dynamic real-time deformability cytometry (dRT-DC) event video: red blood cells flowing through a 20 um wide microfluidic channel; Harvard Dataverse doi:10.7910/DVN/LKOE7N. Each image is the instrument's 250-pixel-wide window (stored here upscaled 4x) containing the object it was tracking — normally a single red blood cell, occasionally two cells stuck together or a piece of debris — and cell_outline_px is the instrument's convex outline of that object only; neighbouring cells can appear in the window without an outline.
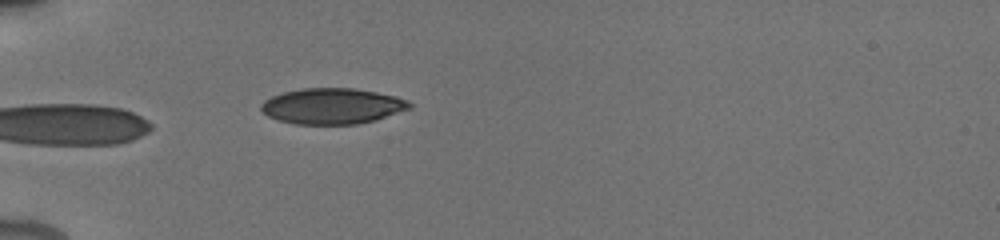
{"species": "human", "species_latin": "Homo sapiens", "temperature_condition": "cold", "stored_images_in_passage": 11, "camera_frame_rate_fps": 3000, "um_per_image_px": 0.085, "donor": {"sex": "male"}, "frame": {"image": 1, "passage_image": 1, "time_ms": 0.0, "image_size_px": [1000, 240], "cell_outline_px": [[412, 108], [376, 120], [356, 124], [296, 124], [280, 120], [268, 116], [260, 108], [260, 104], [264, 100], [272, 96], [284, 92], [300, 88], [352, 88], [376, 92], [396, 96], [408, 100], [412, 104]], "centroid_in_image_um": [28.27, 9.01], "position_along_channel_um": 56.7, "area_um2": 30.98}}
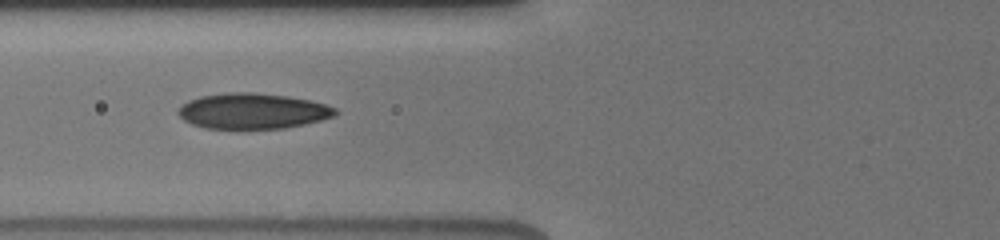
{"frame": {"image": 2, "passage_image": 4, "time_ms": 1.667, "image_size_px": [1000, 240], "cell_outline_px": [[340, 112], [336, 116], [304, 124], [284, 128], [244, 132], [204, 128], [192, 124], [184, 120], [176, 112], [188, 100], [200, 96], [228, 92], [252, 92], [288, 96], [312, 100], [336, 108]], "centroid_in_image_um": [21.48, 9.48], "position_along_channel_um": 104.3, "area_um2": 33.76}}
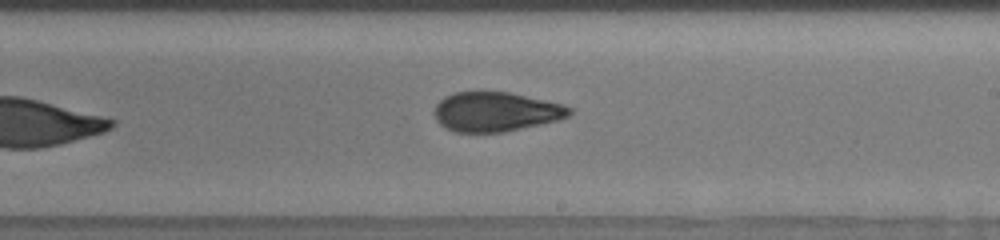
{"frame": {"image": 3, "passage_image": 10, "time_ms": 5.333, "image_size_px": [1000, 240], "cell_outline_px": [[572, 112], [568, 116], [560, 120], [504, 132], [456, 132], [444, 128], [436, 120], [432, 112], [436, 104], [444, 96], [452, 92], [508, 92], [564, 104], [572, 108]], "centroid_in_image_um": [42.12, 9.5], "position_along_channel_um": 246.9, "area_um2": 31.33}}